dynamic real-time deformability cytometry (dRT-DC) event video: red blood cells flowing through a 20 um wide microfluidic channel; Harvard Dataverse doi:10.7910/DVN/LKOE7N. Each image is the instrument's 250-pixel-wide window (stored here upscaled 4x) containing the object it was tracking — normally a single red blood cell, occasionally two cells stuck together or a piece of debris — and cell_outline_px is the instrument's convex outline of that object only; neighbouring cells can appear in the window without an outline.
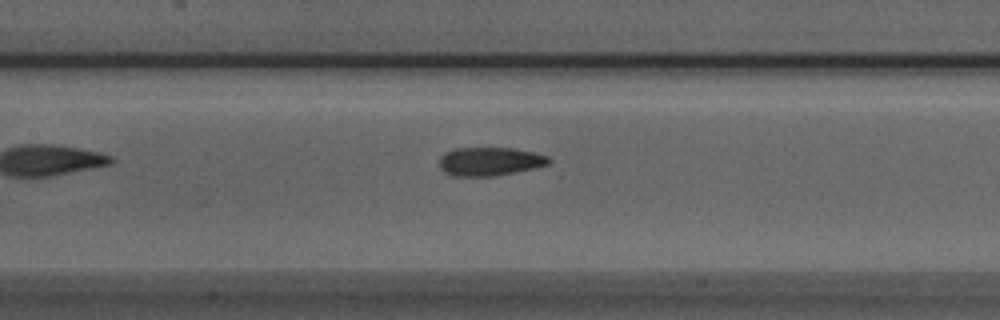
{"species": "Egyptian fruit bat (a non-hibernating species)", "species_latin": "Rousettus aegyptiacus", "temperature_condition": "room temperature", "stored_images_in_passage": 34, "camera_frame_rate_fps": 3000, "um_per_image_px": 0.085, "animal": {"sex": "male"}, "frame": {"image": 1, "passage_image": 9, "time_ms": 2.667, "image_size_px": [1000, 320], "cell_outline_px": [[552, 160], [548, 164], [532, 168], [496, 176], [452, 176], [444, 172], [440, 168], [440, 156], [444, 152], [452, 148], [512, 148], [532, 152], [548, 156]], "centroid_in_image_um": [41.58, 13.72], "position_along_channel_um": 165.8, "area_um2": 18.21}}
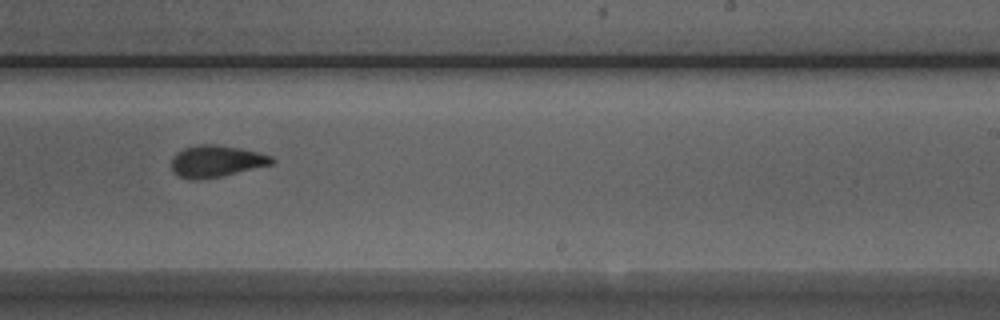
{"frame": {"image": 2, "passage_image": 17, "time_ms": 5.333, "image_size_px": [1000, 320], "cell_outline_px": [[276, 160], [272, 164], [224, 176], [200, 180], [192, 180], [176, 176], [172, 172], [172, 156], [176, 152], [184, 148], [196, 144], [216, 144], [240, 148], [272, 156]], "centroid_in_image_um": [18.34, 13.71], "position_along_channel_um": 270.7, "area_um2": 18.9}}
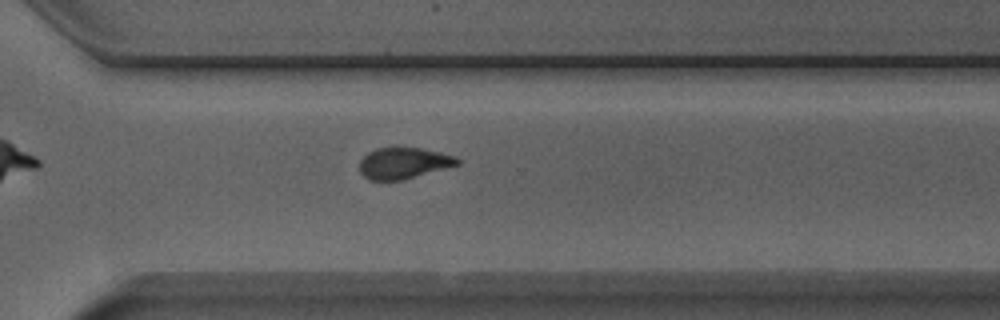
{"frame": {"image": 3, "passage_image": 22, "time_ms": 7.0, "image_size_px": [1000, 320], "cell_outline_px": [[460, 164], [400, 180], [368, 180], [360, 172], [360, 160], [368, 152], [376, 148], [420, 148], [440, 152], [456, 156], [460, 160]], "centroid_in_image_um": [34.3, 13.86], "position_along_channel_um": 336.3, "area_um2": 17.57}, "authors_computed_cell_mechanics": {"area_um2": 18.5827, "velocity_mm_per_s": 3.9464, "shape_relaxation_time_tau1_ms": null, "shape_relaxation_time_tau2_ms": 2.3121, "deformation_change_tau1": null, "deformation_change_tau2": 0.1008}}